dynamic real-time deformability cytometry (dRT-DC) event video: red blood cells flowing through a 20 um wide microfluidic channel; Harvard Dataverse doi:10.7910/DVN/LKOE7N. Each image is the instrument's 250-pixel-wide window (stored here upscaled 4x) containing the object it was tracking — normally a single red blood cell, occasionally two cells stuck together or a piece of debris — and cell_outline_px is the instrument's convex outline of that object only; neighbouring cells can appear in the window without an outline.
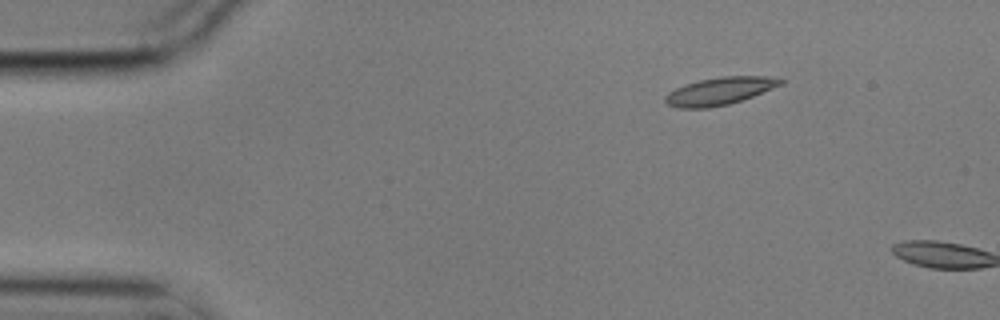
{"species": "common noctule bat (a hibernating species)", "species_latin": "Nyctalus noctula", "temperature_condition": "cold", "stored_images_in_passage": 3, "camera_frame_rate_fps": 3000, "um_per_image_px": 0.085, "animal": {"sex": "male", "body_mass_g": 17.9}, "frame": {"image": 1, "passage_image": 2, "time_ms": 0.333, "image_size_px": [1000, 320], "cell_outline_px": [[784, 84], [752, 96], [728, 104], [708, 108], [676, 108], [668, 104], [664, 100], [664, 96], [668, 92], [684, 84], [700, 80], [720, 76], [764, 76], [784, 80]], "centroid_in_image_um": [61.13, 7.74], "position_along_channel_um": 23.9, "area_um2": 18.44}}